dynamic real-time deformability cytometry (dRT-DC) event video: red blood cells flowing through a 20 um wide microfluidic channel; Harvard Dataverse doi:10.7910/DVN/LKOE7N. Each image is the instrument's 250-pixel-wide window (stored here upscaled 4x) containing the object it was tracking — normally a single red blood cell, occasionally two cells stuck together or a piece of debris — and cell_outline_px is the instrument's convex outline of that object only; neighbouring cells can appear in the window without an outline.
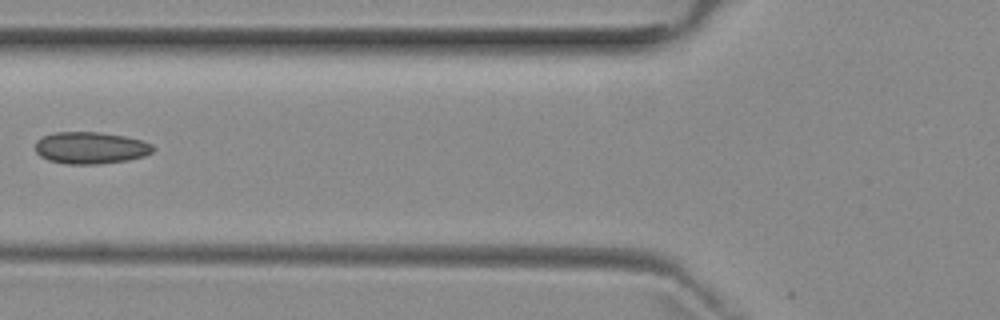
{"species": "common noctule bat (a hibernating species)", "species_latin": "Nyctalus noctula", "temperature_condition": "room temperature", "stored_images_in_passage": 6, "camera_frame_rate_fps": 3000, "um_per_image_px": 0.085, "animal": {"sex": "female", "body_mass_g": 29.2, "forearm_length_mm": 56.3}, "frame": {"image": 1, "passage_image": 6, "time_ms": 5.667, "image_size_px": [1000, 320], "cell_outline_px": [[152, 152], [144, 156], [128, 160], [96, 164], [64, 164], [48, 160], [40, 156], [36, 152], [36, 140], [44, 136], [56, 132], [100, 132], [124, 136], [140, 140], [152, 144]], "centroid_in_image_um": [7.67, 12.57], "position_along_channel_um": 118.1, "area_um2": 21.79}}